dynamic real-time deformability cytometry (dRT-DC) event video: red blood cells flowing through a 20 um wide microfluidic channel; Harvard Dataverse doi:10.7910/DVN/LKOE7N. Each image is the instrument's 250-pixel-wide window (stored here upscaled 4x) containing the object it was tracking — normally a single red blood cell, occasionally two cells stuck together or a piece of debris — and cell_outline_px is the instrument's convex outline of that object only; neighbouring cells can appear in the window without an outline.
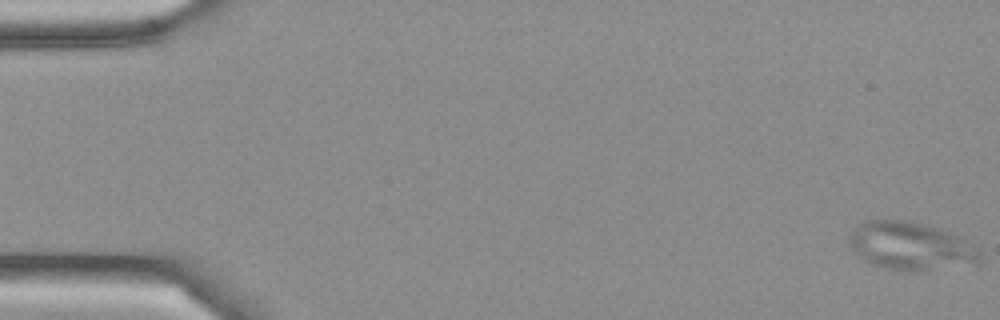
{"species": "Egyptian fruit bat (a non-hibernating species)", "species_latin": "Rousettus aegyptiacus", "temperature_condition": "cold", "stored_images_in_passage": 53, "camera_frame_rate_fps": 3000, "um_per_image_px": 0.085, "frame": {"image": 1, "passage_image": 1, "time_ms": 0.0, "image_size_px": [1000, 320], "cell_outline_px": [[980, 260], [976, 264], [908, 272], [884, 268], [872, 264], [864, 260], [852, 252], [848, 244], [848, 232], [864, 220], [908, 220], [952, 232], [960, 236], [980, 248]], "centroid_in_image_um": [77.38, 20.91], "position_along_channel_um": 7.6, "area_um2": 37.22}}